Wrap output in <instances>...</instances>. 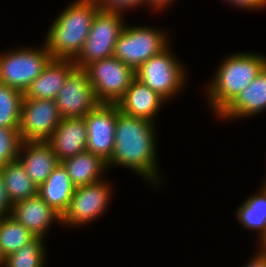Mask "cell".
I'll return each instance as SVG.
<instances>
[{
	"instance_id": "cell-28",
	"label": "cell",
	"mask_w": 266,
	"mask_h": 267,
	"mask_svg": "<svg viewBox=\"0 0 266 267\" xmlns=\"http://www.w3.org/2000/svg\"><path fill=\"white\" fill-rule=\"evenodd\" d=\"M227 4L233 5L234 8H240V10L246 11H257L261 9H265L266 0H225Z\"/></svg>"
},
{
	"instance_id": "cell-21",
	"label": "cell",
	"mask_w": 266,
	"mask_h": 267,
	"mask_svg": "<svg viewBox=\"0 0 266 267\" xmlns=\"http://www.w3.org/2000/svg\"><path fill=\"white\" fill-rule=\"evenodd\" d=\"M261 185L238 206L234 215L246 230L258 233L257 242L266 234V182Z\"/></svg>"
},
{
	"instance_id": "cell-10",
	"label": "cell",
	"mask_w": 266,
	"mask_h": 267,
	"mask_svg": "<svg viewBox=\"0 0 266 267\" xmlns=\"http://www.w3.org/2000/svg\"><path fill=\"white\" fill-rule=\"evenodd\" d=\"M62 120L54 99L23 97L19 133L21 140L47 141Z\"/></svg>"
},
{
	"instance_id": "cell-4",
	"label": "cell",
	"mask_w": 266,
	"mask_h": 267,
	"mask_svg": "<svg viewBox=\"0 0 266 267\" xmlns=\"http://www.w3.org/2000/svg\"><path fill=\"white\" fill-rule=\"evenodd\" d=\"M170 45L135 70L136 78L162 96L166 102L177 97L188 83V69L173 53Z\"/></svg>"
},
{
	"instance_id": "cell-13",
	"label": "cell",
	"mask_w": 266,
	"mask_h": 267,
	"mask_svg": "<svg viewBox=\"0 0 266 267\" xmlns=\"http://www.w3.org/2000/svg\"><path fill=\"white\" fill-rule=\"evenodd\" d=\"M11 216L35 237H48L51 226L61 224V215L52 209L38 194L13 204Z\"/></svg>"
},
{
	"instance_id": "cell-32",
	"label": "cell",
	"mask_w": 266,
	"mask_h": 267,
	"mask_svg": "<svg viewBox=\"0 0 266 267\" xmlns=\"http://www.w3.org/2000/svg\"><path fill=\"white\" fill-rule=\"evenodd\" d=\"M257 246V250L266 255V234L259 240V242H257Z\"/></svg>"
},
{
	"instance_id": "cell-11",
	"label": "cell",
	"mask_w": 266,
	"mask_h": 267,
	"mask_svg": "<svg viewBox=\"0 0 266 267\" xmlns=\"http://www.w3.org/2000/svg\"><path fill=\"white\" fill-rule=\"evenodd\" d=\"M55 101L62 118L84 117L99 104L88 75L77 67L68 74Z\"/></svg>"
},
{
	"instance_id": "cell-3",
	"label": "cell",
	"mask_w": 266,
	"mask_h": 267,
	"mask_svg": "<svg viewBox=\"0 0 266 267\" xmlns=\"http://www.w3.org/2000/svg\"><path fill=\"white\" fill-rule=\"evenodd\" d=\"M99 10L95 0H75L59 12L43 42L52 59H75Z\"/></svg>"
},
{
	"instance_id": "cell-14",
	"label": "cell",
	"mask_w": 266,
	"mask_h": 267,
	"mask_svg": "<svg viewBox=\"0 0 266 267\" xmlns=\"http://www.w3.org/2000/svg\"><path fill=\"white\" fill-rule=\"evenodd\" d=\"M266 110V66L216 117L225 121L247 119ZM242 117V118H241Z\"/></svg>"
},
{
	"instance_id": "cell-8",
	"label": "cell",
	"mask_w": 266,
	"mask_h": 267,
	"mask_svg": "<svg viewBox=\"0 0 266 267\" xmlns=\"http://www.w3.org/2000/svg\"><path fill=\"white\" fill-rule=\"evenodd\" d=\"M124 15L99 10L95 15L89 35L73 60L77 68L93 61L111 57L114 46L126 22Z\"/></svg>"
},
{
	"instance_id": "cell-33",
	"label": "cell",
	"mask_w": 266,
	"mask_h": 267,
	"mask_svg": "<svg viewBox=\"0 0 266 267\" xmlns=\"http://www.w3.org/2000/svg\"><path fill=\"white\" fill-rule=\"evenodd\" d=\"M4 261H5V256L3 255L0 248V267H4Z\"/></svg>"
},
{
	"instance_id": "cell-29",
	"label": "cell",
	"mask_w": 266,
	"mask_h": 267,
	"mask_svg": "<svg viewBox=\"0 0 266 267\" xmlns=\"http://www.w3.org/2000/svg\"><path fill=\"white\" fill-rule=\"evenodd\" d=\"M13 209V204L10 201L7 190L5 188V183L0 172V216L11 215Z\"/></svg>"
},
{
	"instance_id": "cell-7",
	"label": "cell",
	"mask_w": 266,
	"mask_h": 267,
	"mask_svg": "<svg viewBox=\"0 0 266 267\" xmlns=\"http://www.w3.org/2000/svg\"><path fill=\"white\" fill-rule=\"evenodd\" d=\"M99 103L116 104L136 78L135 70L111 56L83 68Z\"/></svg>"
},
{
	"instance_id": "cell-19",
	"label": "cell",
	"mask_w": 266,
	"mask_h": 267,
	"mask_svg": "<svg viewBox=\"0 0 266 267\" xmlns=\"http://www.w3.org/2000/svg\"><path fill=\"white\" fill-rule=\"evenodd\" d=\"M61 163L75 188L104 180V173L108 170L106 161L87 150L66 158Z\"/></svg>"
},
{
	"instance_id": "cell-31",
	"label": "cell",
	"mask_w": 266,
	"mask_h": 267,
	"mask_svg": "<svg viewBox=\"0 0 266 267\" xmlns=\"http://www.w3.org/2000/svg\"><path fill=\"white\" fill-rule=\"evenodd\" d=\"M254 253L250 260H247L248 262L241 267H266V255L262 254L259 250Z\"/></svg>"
},
{
	"instance_id": "cell-17",
	"label": "cell",
	"mask_w": 266,
	"mask_h": 267,
	"mask_svg": "<svg viewBox=\"0 0 266 267\" xmlns=\"http://www.w3.org/2000/svg\"><path fill=\"white\" fill-rule=\"evenodd\" d=\"M47 142L60 162L85 151L87 129L84 118H62Z\"/></svg>"
},
{
	"instance_id": "cell-22",
	"label": "cell",
	"mask_w": 266,
	"mask_h": 267,
	"mask_svg": "<svg viewBox=\"0 0 266 267\" xmlns=\"http://www.w3.org/2000/svg\"><path fill=\"white\" fill-rule=\"evenodd\" d=\"M0 172L12 204L38 194V187L29 177L19 159L1 166Z\"/></svg>"
},
{
	"instance_id": "cell-24",
	"label": "cell",
	"mask_w": 266,
	"mask_h": 267,
	"mask_svg": "<svg viewBox=\"0 0 266 267\" xmlns=\"http://www.w3.org/2000/svg\"><path fill=\"white\" fill-rule=\"evenodd\" d=\"M42 237H35L19 250L5 257L4 267H45L47 250Z\"/></svg>"
},
{
	"instance_id": "cell-1",
	"label": "cell",
	"mask_w": 266,
	"mask_h": 267,
	"mask_svg": "<svg viewBox=\"0 0 266 267\" xmlns=\"http://www.w3.org/2000/svg\"><path fill=\"white\" fill-rule=\"evenodd\" d=\"M156 127L151 121L122 113L116 105L115 143L108 169L118 166L130 169L159 187L163 171L159 169Z\"/></svg>"
},
{
	"instance_id": "cell-2",
	"label": "cell",
	"mask_w": 266,
	"mask_h": 267,
	"mask_svg": "<svg viewBox=\"0 0 266 267\" xmlns=\"http://www.w3.org/2000/svg\"><path fill=\"white\" fill-rule=\"evenodd\" d=\"M226 57V58H225ZM205 88L208 106L217 117L266 66V56L237 52L225 56Z\"/></svg>"
},
{
	"instance_id": "cell-20",
	"label": "cell",
	"mask_w": 266,
	"mask_h": 267,
	"mask_svg": "<svg viewBox=\"0 0 266 267\" xmlns=\"http://www.w3.org/2000/svg\"><path fill=\"white\" fill-rule=\"evenodd\" d=\"M74 190L66 168L60 163L38 187V195L62 216L69 206Z\"/></svg>"
},
{
	"instance_id": "cell-12",
	"label": "cell",
	"mask_w": 266,
	"mask_h": 267,
	"mask_svg": "<svg viewBox=\"0 0 266 267\" xmlns=\"http://www.w3.org/2000/svg\"><path fill=\"white\" fill-rule=\"evenodd\" d=\"M83 118L87 129L86 150L108 162L115 143L116 104L99 103Z\"/></svg>"
},
{
	"instance_id": "cell-25",
	"label": "cell",
	"mask_w": 266,
	"mask_h": 267,
	"mask_svg": "<svg viewBox=\"0 0 266 267\" xmlns=\"http://www.w3.org/2000/svg\"><path fill=\"white\" fill-rule=\"evenodd\" d=\"M24 93L0 83V127L19 129Z\"/></svg>"
},
{
	"instance_id": "cell-16",
	"label": "cell",
	"mask_w": 266,
	"mask_h": 267,
	"mask_svg": "<svg viewBox=\"0 0 266 267\" xmlns=\"http://www.w3.org/2000/svg\"><path fill=\"white\" fill-rule=\"evenodd\" d=\"M18 159L37 187L61 163L47 141H26L20 145Z\"/></svg>"
},
{
	"instance_id": "cell-5",
	"label": "cell",
	"mask_w": 266,
	"mask_h": 267,
	"mask_svg": "<svg viewBox=\"0 0 266 267\" xmlns=\"http://www.w3.org/2000/svg\"><path fill=\"white\" fill-rule=\"evenodd\" d=\"M170 41V36L164 29L141 24L130 25L126 22L112 56L136 70L149 58L164 50Z\"/></svg>"
},
{
	"instance_id": "cell-18",
	"label": "cell",
	"mask_w": 266,
	"mask_h": 267,
	"mask_svg": "<svg viewBox=\"0 0 266 267\" xmlns=\"http://www.w3.org/2000/svg\"><path fill=\"white\" fill-rule=\"evenodd\" d=\"M76 67L72 60L52 59L24 92L26 98L56 99L68 74Z\"/></svg>"
},
{
	"instance_id": "cell-23",
	"label": "cell",
	"mask_w": 266,
	"mask_h": 267,
	"mask_svg": "<svg viewBox=\"0 0 266 267\" xmlns=\"http://www.w3.org/2000/svg\"><path fill=\"white\" fill-rule=\"evenodd\" d=\"M34 238L35 236L11 215L0 216V248L5 257Z\"/></svg>"
},
{
	"instance_id": "cell-30",
	"label": "cell",
	"mask_w": 266,
	"mask_h": 267,
	"mask_svg": "<svg viewBox=\"0 0 266 267\" xmlns=\"http://www.w3.org/2000/svg\"><path fill=\"white\" fill-rule=\"evenodd\" d=\"M176 0H145V5L151 9V11H163V9H166L167 7H171V5L174 3ZM171 4V5H170Z\"/></svg>"
},
{
	"instance_id": "cell-26",
	"label": "cell",
	"mask_w": 266,
	"mask_h": 267,
	"mask_svg": "<svg viewBox=\"0 0 266 267\" xmlns=\"http://www.w3.org/2000/svg\"><path fill=\"white\" fill-rule=\"evenodd\" d=\"M22 142L19 129L0 127V167L18 159Z\"/></svg>"
},
{
	"instance_id": "cell-15",
	"label": "cell",
	"mask_w": 266,
	"mask_h": 267,
	"mask_svg": "<svg viewBox=\"0 0 266 267\" xmlns=\"http://www.w3.org/2000/svg\"><path fill=\"white\" fill-rule=\"evenodd\" d=\"M165 101L162 96L135 78L116 105L124 114L146 119L155 124L160 108L167 104Z\"/></svg>"
},
{
	"instance_id": "cell-6",
	"label": "cell",
	"mask_w": 266,
	"mask_h": 267,
	"mask_svg": "<svg viewBox=\"0 0 266 267\" xmlns=\"http://www.w3.org/2000/svg\"><path fill=\"white\" fill-rule=\"evenodd\" d=\"M51 60L44 44L5 50L0 53V83L24 93Z\"/></svg>"
},
{
	"instance_id": "cell-27",
	"label": "cell",
	"mask_w": 266,
	"mask_h": 267,
	"mask_svg": "<svg viewBox=\"0 0 266 267\" xmlns=\"http://www.w3.org/2000/svg\"><path fill=\"white\" fill-rule=\"evenodd\" d=\"M101 11L124 15L129 9L145 6V0H95ZM124 12V13H123Z\"/></svg>"
},
{
	"instance_id": "cell-9",
	"label": "cell",
	"mask_w": 266,
	"mask_h": 267,
	"mask_svg": "<svg viewBox=\"0 0 266 267\" xmlns=\"http://www.w3.org/2000/svg\"><path fill=\"white\" fill-rule=\"evenodd\" d=\"M112 187V183L104 179L75 188L69 206L61 216V224L78 228L99 219L111 204Z\"/></svg>"
}]
</instances>
